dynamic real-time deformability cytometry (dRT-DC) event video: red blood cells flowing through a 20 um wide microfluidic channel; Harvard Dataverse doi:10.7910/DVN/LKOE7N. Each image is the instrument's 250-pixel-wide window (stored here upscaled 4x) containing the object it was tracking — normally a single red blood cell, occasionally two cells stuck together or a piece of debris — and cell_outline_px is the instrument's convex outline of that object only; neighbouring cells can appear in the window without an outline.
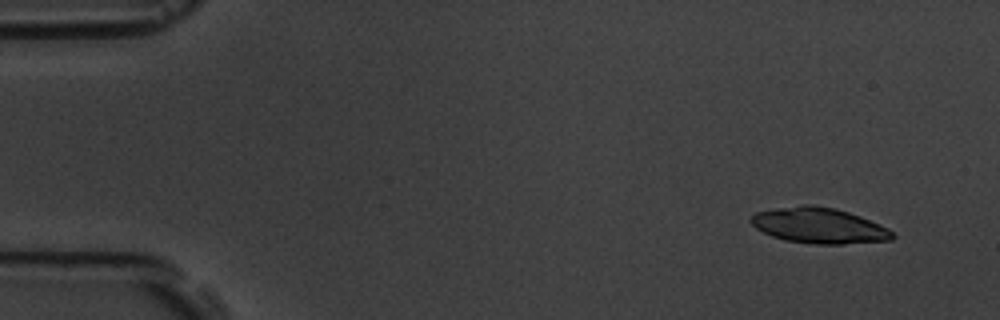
{"species": "common noctule bat (a hibernating species)", "species_latin": "Nyctalus noctula", "temperature_condition": "room temperature", "stored_images_in_passage": 5, "camera_frame_rate_fps": 3000, "um_per_image_px": 0.085, "animal": {"sex": "male", "body_mass_g": 19.5, "forearm_length_mm": 54.6}, "frame": {"image": 1, "passage_image": 1, "time_ms": 0.0, "image_size_px": [1000, 320], "cell_outline_px": [[896, 236], [892, 240], [844, 244], [816, 244], [784, 240], [772, 236], [756, 228], [748, 220], [756, 212], [776, 208], [800, 204], [812, 204], [836, 208], [860, 216], [880, 224], [888, 228]], "centroid_in_image_um": [69.62, 19.16], "position_along_channel_um": 15.4, "area_um2": 29.54}}